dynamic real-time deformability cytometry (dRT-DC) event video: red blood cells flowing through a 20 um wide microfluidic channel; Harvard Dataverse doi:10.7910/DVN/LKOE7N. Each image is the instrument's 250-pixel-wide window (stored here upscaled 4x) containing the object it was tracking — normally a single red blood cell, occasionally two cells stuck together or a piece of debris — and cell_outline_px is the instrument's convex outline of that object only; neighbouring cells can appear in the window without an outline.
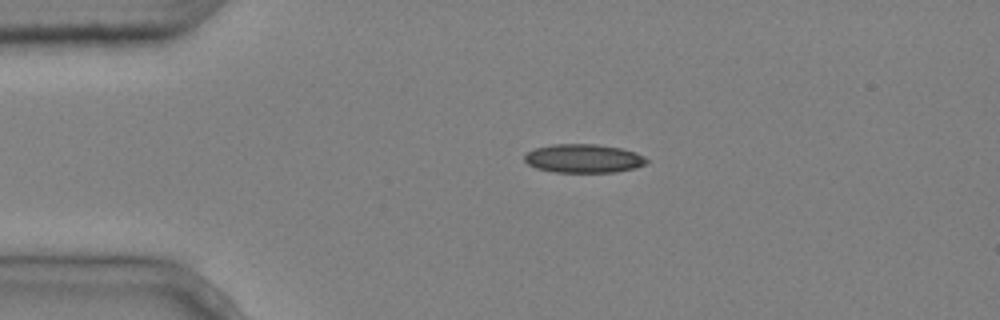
{"species": "common noctule bat (a hibernating species)", "species_latin": "Nyctalus noctula", "temperature_condition": "cold", "stored_images_in_passage": 5, "camera_frame_rate_fps": 3000, "um_per_image_px": 0.085, "animal": {"sex": "male", "body_mass_g": 20.4}, "frame": {"image": 1, "passage_image": 4, "time_ms": 1.0, "image_size_px": [1000, 320], "cell_outline_px": [[648, 164], [636, 168], [616, 172], [556, 172], [536, 168], [528, 164], [524, 160], [524, 156], [532, 148], [552, 144], [596, 144], [620, 148], [636, 152], [644, 156], [648, 160]], "centroid_in_image_um": [49.62, 13.47], "position_along_channel_um": 35.4, "area_um2": 20.58}}